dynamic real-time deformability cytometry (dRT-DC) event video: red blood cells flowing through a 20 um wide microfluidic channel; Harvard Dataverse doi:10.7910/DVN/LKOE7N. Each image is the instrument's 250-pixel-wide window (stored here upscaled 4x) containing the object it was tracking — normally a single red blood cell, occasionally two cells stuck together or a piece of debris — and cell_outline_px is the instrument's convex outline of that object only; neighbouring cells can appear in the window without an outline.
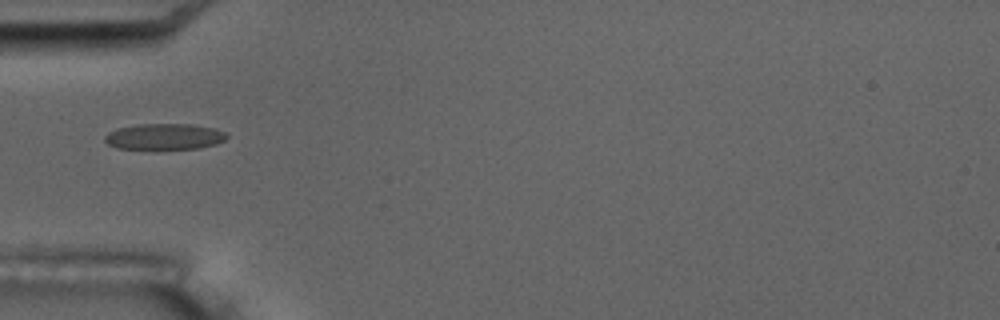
{"species": "common noctule bat (a hibernating species)", "species_latin": "Nyctalus noctula", "temperature_condition": "room temperature", "stored_images_in_passage": 16, "camera_frame_rate_fps": 3000, "um_per_image_px": 0.085, "animal": {"sex": "male", "body_mass_g": 17.5, "forearm_length_mm": 52.3}, "frame": {"image": 1, "passage_image": 5, "time_ms": 5.667, "image_size_px": [1000, 320], "cell_outline_px": [[228, 136], [224, 140], [216, 144], [200, 148], [156, 152], [116, 148], [108, 144], [104, 140], [104, 136], [108, 132], [116, 128], [140, 124], [192, 124], [216, 128], [228, 132]], "centroid_in_image_um": [13.97, 11.66], "position_along_channel_um": 71.0, "area_um2": 19.71}, "authors_computed_cell_mechanics": {"area_um2": 18.7272, "velocity_mm_per_s": 3.4522, "shape_relaxation_time_tau1_ms": null, "shape_relaxation_time_tau2_ms": 1.2172, "deformation_change_tau1": null, "deformation_change_tau2": 0.0397}}